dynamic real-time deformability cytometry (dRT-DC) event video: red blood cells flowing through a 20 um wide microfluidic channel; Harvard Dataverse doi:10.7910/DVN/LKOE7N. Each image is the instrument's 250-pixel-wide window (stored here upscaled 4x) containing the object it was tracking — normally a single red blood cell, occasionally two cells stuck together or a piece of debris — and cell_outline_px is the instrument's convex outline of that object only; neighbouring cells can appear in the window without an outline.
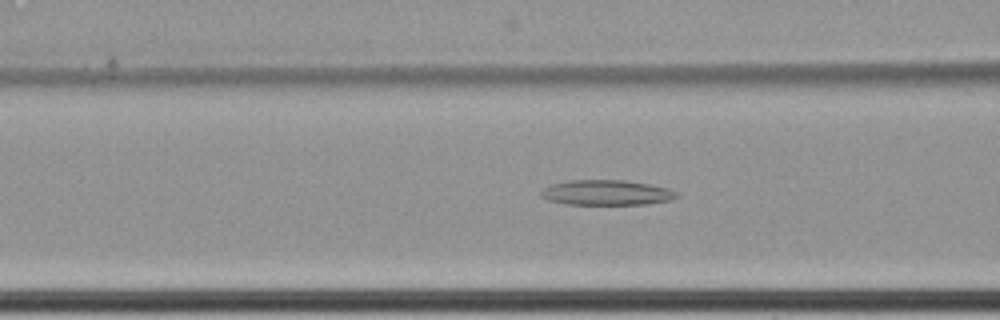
{"species": "common noctule bat (a hibernating species)", "species_latin": "Nyctalus noctula", "temperature_condition": "cold", "stored_images_in_passage": 60, "camera_frame_rate_fps": 3000, "um_per_image_px": 0.085, "animal": {"sex": "female", "body_mass_g": 22.7, "forearm_length_mm": 54.2}, "frame": {"image": 1, "passage_image": 25, "time_ms": 8.0, "image_size_px": [1000, 320], "cell_outline_px": [[680, 196], [672, 200], [648, 204], [568, 204], [548, 200], [540, 196], [540, 192], [548, 184], [568, 180], [628, 180], [668, 188], [676, 192]], "centroid_in_image_um": [51.55, 16.36], "position_along_channel_um": 115.1, "area_um2": 20.06}}
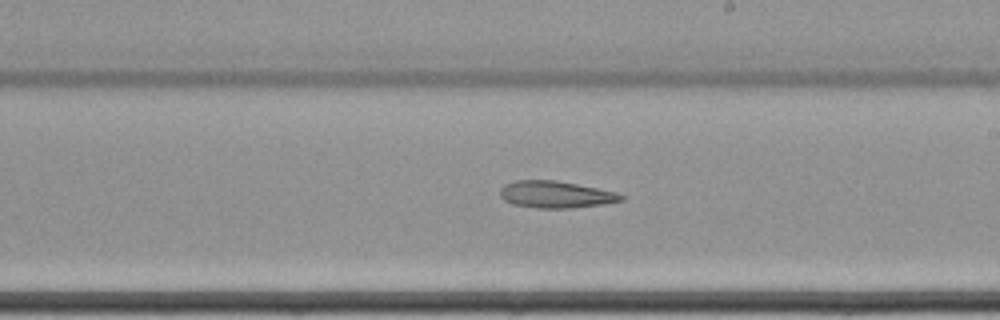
{"frame": {"image": 2, "passage_image": 36, "time_ms": 11.667, "image_size_px": [1000, 320], "cell_outline_px": [[624, 200], [604, 204], [572, 208], [536, 208], [512, 204], [504, 200], [500, 196], [500, 188], [504, 184], [516, 180], [556, 180], [616, 192], [624, 196]], "centroid_in_image_um": [47.21, 16.53], "position_along_channel_um": 241.8, "area_um2": 19.02}}
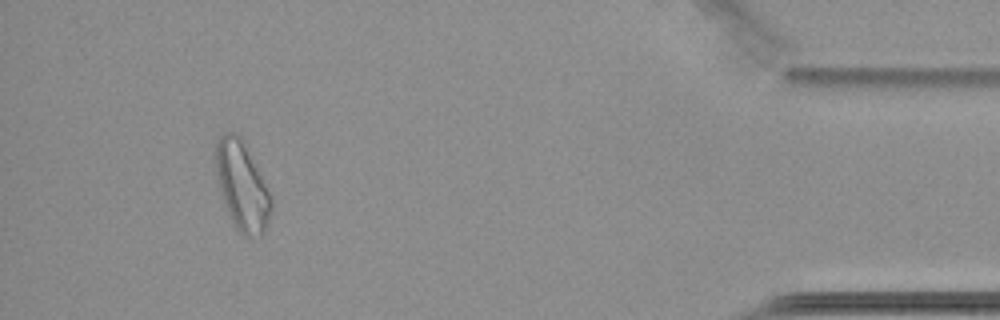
{"frame": {"image": 3, "passage_image": 56, "time_ms": 18.333, "image_size_px": [1000, 320], "cell_outline_px": [[272, 208], [264, 232], [260, 236], [244, 236], [236, 228], [228, 212], [224, 200], [212, 152], [216, 140], [224, 132], [236, 132], [240, 136], [272, 200]], "centroid_in_image_um": [20.53, 15.77], "position_along_channel_um": 414.7, "area_um2": 27.86}}